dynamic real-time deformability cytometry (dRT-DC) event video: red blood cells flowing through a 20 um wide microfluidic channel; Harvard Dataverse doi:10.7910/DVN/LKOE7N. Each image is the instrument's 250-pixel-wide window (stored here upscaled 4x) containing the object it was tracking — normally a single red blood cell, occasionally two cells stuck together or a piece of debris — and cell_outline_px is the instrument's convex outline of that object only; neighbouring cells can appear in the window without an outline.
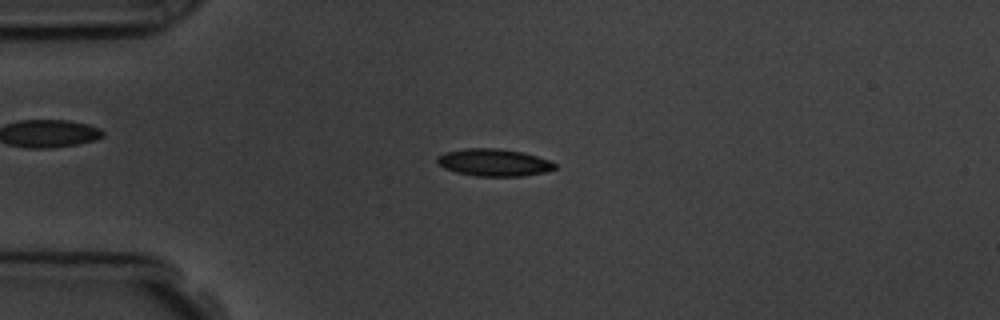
{"species": "common noctule bat (a hibernating species)", "species_latin": "Nyctalus noctula", "temperature_condition": "room temperature", "stored_images_in_passage": 3, "camera_frame_rate_fps": 3000, "um_per_image_px": 0.085, "animal": {"sex": "male", "body_mass_g": 19.5, "forearm_length_mm": 54.6}, "frame": {"image": 1, "passage_image": 2, "time_ms": 1.333, "image_size_px": [1000, 320], "cell_outline_px": [[556, 168], [544, 172], [520, 176], [476, 176], [456, 172], [444, 168], [436, 160], [436, 156], [444, 152], [464, 148], [496, 148], [524, 152], [548, 160], [556, 164]], "centroid_in_image_um": [41.94, 13.8], "position_along_channel_um": 43.1, "area_um2": 18.67}}